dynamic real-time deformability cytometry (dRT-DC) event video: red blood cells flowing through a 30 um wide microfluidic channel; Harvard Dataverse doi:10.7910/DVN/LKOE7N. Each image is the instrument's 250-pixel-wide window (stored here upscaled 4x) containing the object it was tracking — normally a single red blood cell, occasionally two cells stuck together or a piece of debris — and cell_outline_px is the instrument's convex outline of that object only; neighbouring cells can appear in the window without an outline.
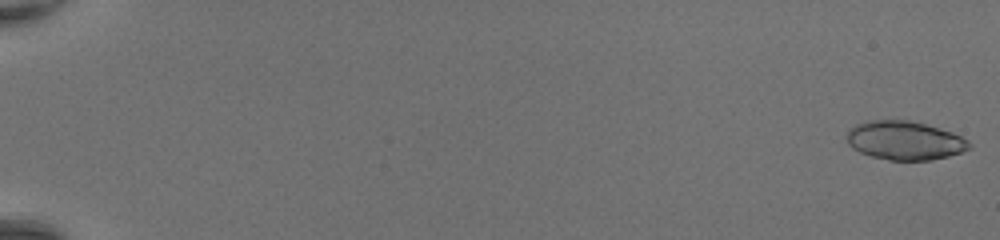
{"species": "common noctule bat (a hibernating species)", "species_latin": "Nyctalus noctula", "temperature_condition": "room temperature", "stored_images_in_passage": 36, "segment_of_instrument_passage": [1, 2], "camera_frame_rate_fps": 3000, "um_per_image_px": 0.085, "animal": {"sex": "female", "body_mass_g": 20.0, "forearm_length_mm": 54.0}, "frame": {"image": 1, "passage_image": 1, "time_ms": 0.0, "image_size_px": [1000, 240], "cell_outline_px": [[972, 148], [948, 156], [932, 160], [888, 160], [872, 156], [860, 152], [852, 148], [848, 144], [848, 128], [856, 124], [868, 120], [908, 120], [924, 124], [952, 132], [968, 140], [972, 144]], "centroid_in_image_um": [76.9, 11.94], "position_along_channel_um": 8.1, "area_um2": 27.63}}
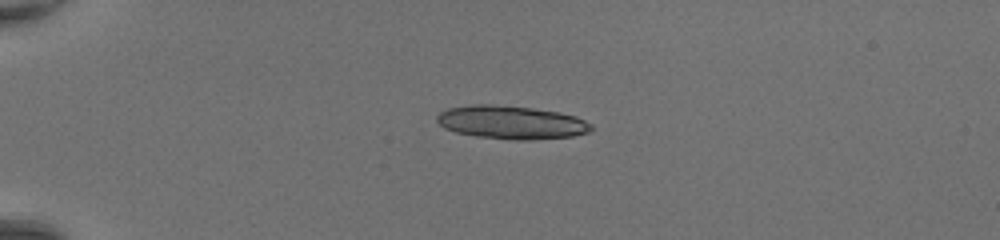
{"frame": {"image": 2, "passage_image": 14, "time_ms": 4.333, "image_size_px": [1000, 240], "cell_outline_px": [[592, 128], [588, 132], [572, 136], [532, 140], [516, 140], [476, 136], [456, 132], [444, 128], [436, 120], [436, 116], [440, 112], [448, 108], [472, 104], [492, 104], [532, 108], [560, 112], [576, 116], [592, 124]], "centroid_in_image_um": [43.45, 10.4], "position_along_channel_um": 41.5, "area_um2": 30.0}}